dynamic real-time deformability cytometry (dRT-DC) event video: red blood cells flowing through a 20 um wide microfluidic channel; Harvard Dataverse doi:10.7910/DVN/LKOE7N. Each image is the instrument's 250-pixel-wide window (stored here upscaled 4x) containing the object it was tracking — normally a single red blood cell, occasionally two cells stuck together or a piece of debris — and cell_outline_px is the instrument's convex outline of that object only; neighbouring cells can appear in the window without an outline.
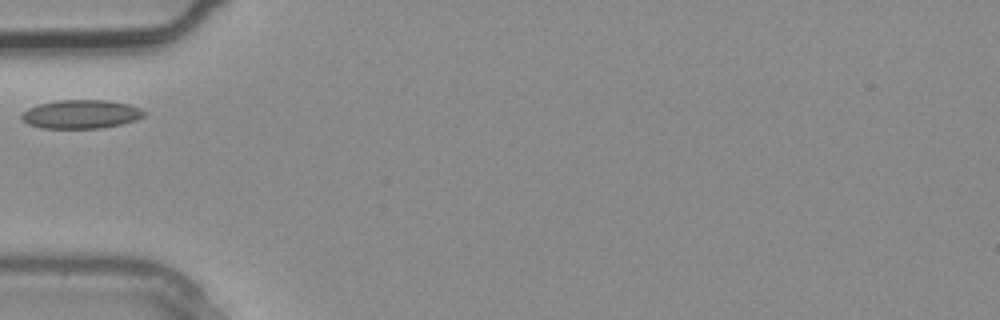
{"species": "common noctule bat (a hibernating species)", "species_latin": "Nyctalus noctula", "temperature_condition": "warm", "stored_images_in_passage": 2, "camera_frame_rate_fps": 3000, "um_per_image_px": 0.085, "animal": {"sex": "male", "body_mass_g": 20.4}, "frame": {"image": 1, "passage_image": 2, "time_ms": 0.333, "image_size_px": [1000, 320], "cell_outline_px": [[148, 112], [144, 116], [136, 120], [120, 124], [100, 128], [40, 128], [28, 124], [20, 116], [20, 112], [28, 108], [40, 104], [56, 100], [108, 100], [128, 104], [140, 108]], "centroid_in_image_um": [6.88, 9.7], "position_along_channel_um": 78.1, "area_um2": 20.58}}